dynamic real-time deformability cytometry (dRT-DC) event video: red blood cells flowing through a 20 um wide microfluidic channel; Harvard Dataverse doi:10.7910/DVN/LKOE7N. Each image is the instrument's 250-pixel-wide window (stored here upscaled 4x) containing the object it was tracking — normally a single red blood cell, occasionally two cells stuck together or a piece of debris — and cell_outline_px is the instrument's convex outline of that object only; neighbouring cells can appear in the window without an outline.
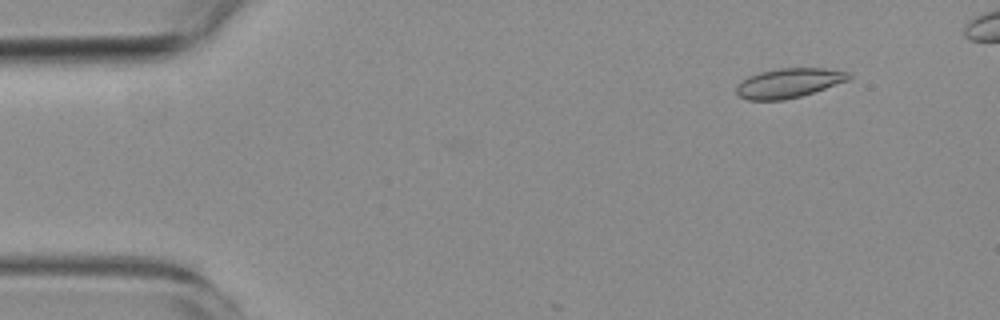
{"species": "common noctule bat (a hibernating species)", "species_latin": "Nyctalus noctula", "temperature_condition": "room temperature", "stored_images_in_passage": 9, "camera_frame_rate_fps": 3000, "um_per_image_px": 0.085, "animal": {"sex": "female", "body_mass_g": 19.3, "forearm_length_mm": 54.1}, "frame": {"image": 1, "passage_image": 2, "time_ms": 1.333, "image_size_px": [1000, 320], "cell_outline_px": [[852, 76], [848, 80], [800, 96], [784, 100], [748, 100], [740, 96], [736, 92], [736, 84], [748, 76], [760, 72], [780, 68], [824, 68], [852, 72]], "centroid_in_image_um": [67.04, 7.05], "position_along_channel_um": 18.0, "area_um2": 19.25}}
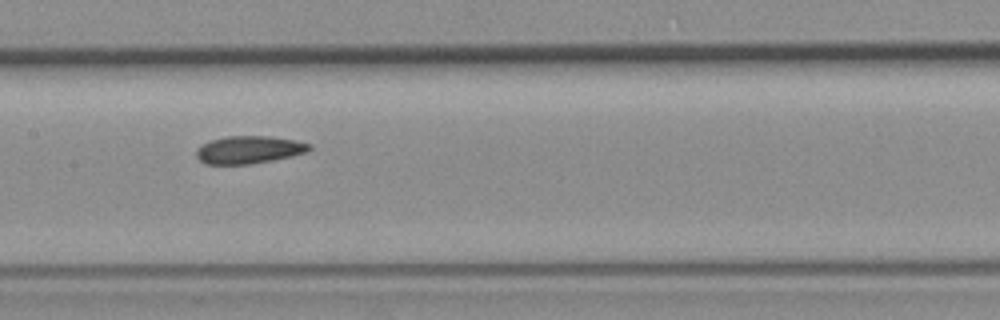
{"frame": {"image": 2, "passage_image": 8, "time_ms": 8.333, "image_size_px": [1000, 320], "cell_outline_px": [[312, 148], [304, 152], [292, 156], [272, 160], [248, 164], [204, 164], [196, 156], [196, 148], [212, 140], [228, 136], [268, 136], [296, 140], [312, 144]], "centroid_in_image_um": [21.16, 12.73], "position_along_channel_um": 186.2, "area_um2": 18.09}}
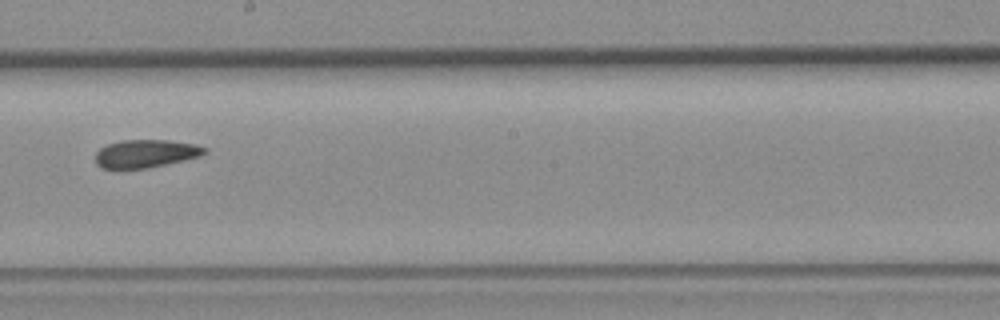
{"frame": {"image": 3, "passage_image": 9, "time_ms": 9.667, "image_size_px": [1000, 320], "cell_outline_px": [[208, 152], [200, 156], [184, 160], [148, 168], [100, 168], [96, 164], [96, 152], [100, 148], [108, 144], [120, 140], [168, 140], [196, 144], [208, 148]], "centroid_in_image_um": [12.41, 13.05], "position_along_channel_um": 235.8, "area_um2": 17.86}}